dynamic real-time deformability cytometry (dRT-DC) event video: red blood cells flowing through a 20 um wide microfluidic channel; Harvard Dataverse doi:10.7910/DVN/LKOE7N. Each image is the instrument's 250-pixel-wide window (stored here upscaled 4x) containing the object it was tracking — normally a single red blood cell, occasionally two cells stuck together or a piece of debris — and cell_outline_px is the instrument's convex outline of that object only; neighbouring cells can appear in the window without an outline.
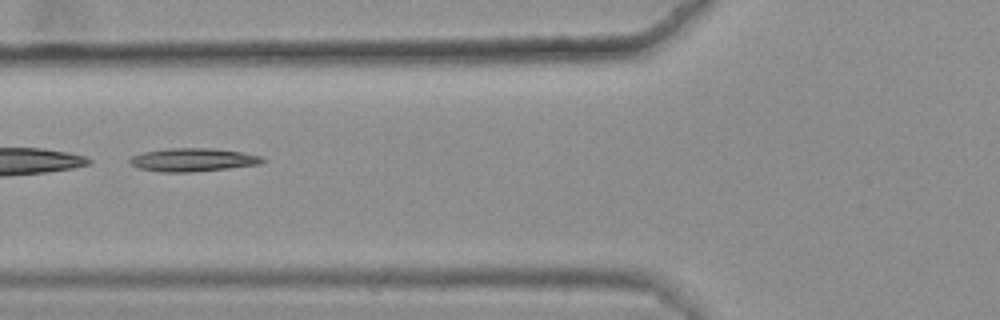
{"species": "common noctule bat (a hibernating species)", "species_latin": "Nyctalus noctula", "temperature_condition": "warm", "stored_images_in_passage": 48, "camera_frame_rate_fps": 3000, "um_per_image_px": 0.085, "animal": {"sex": "female", "body_mass_g": 25.1}, "frame": {"image": 1, "passage_image": 21, "time_ms": 6.667, "image_size_px": [1000, 320], "cell_outline_px": [[264, 160], [260, 164], [228, 168], [192, 172], [160, 172], [136, 168], [128, 160], [132, 156], [144, 152], [164, 148], [212, 148], [240, 152], [260, 156]], "centroid_in_image_um": [16.33, 13.58], "position_along_channel_um": 109.5, "area_um2": 17.92}}